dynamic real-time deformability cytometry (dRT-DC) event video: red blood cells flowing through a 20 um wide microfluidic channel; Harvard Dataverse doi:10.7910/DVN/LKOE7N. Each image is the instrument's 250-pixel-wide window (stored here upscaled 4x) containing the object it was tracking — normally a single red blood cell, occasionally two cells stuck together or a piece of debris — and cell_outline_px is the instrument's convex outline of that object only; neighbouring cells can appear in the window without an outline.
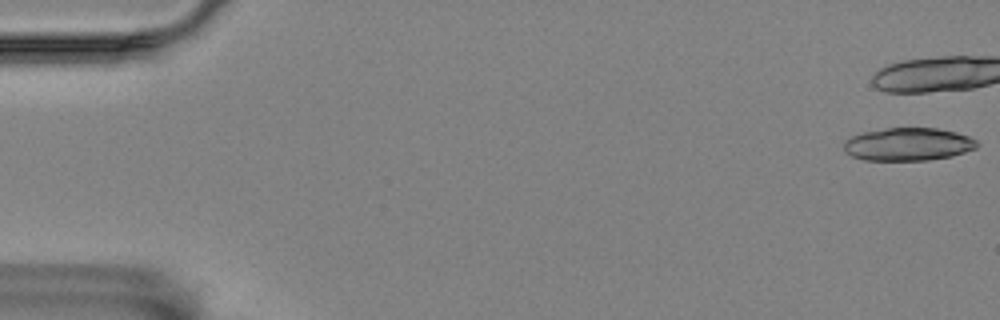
{"species": "Egyptian fruit bat (a non-hibernating species)", "species_latin": "Rousettus aegyptiacus", "temperature_condition": "room temperature", "stored_images_in_passage": 9, "camera_frame_rate_fps": 3000, "um_per_image_px": 0.085, "animal": {"sex": "female"}, "frame": {"image": 1, "passage_image": 1, "time_ms": 0.0, "image_size_px": [1000, 320], "cell_outline_px": [[980, 144], [976, 148], [952, 156], [928, 160], [864, 160], [852, 156], [844, 152], [844, 140], [852, 136], [864, 132], [888, 128], [936, 128], [956, 132], [968, 136], [976, 140]], "centroid_in_image_um": [77.19, 12.26], "position_along_channel_um": 7.8, "area_um2": 25.55}}